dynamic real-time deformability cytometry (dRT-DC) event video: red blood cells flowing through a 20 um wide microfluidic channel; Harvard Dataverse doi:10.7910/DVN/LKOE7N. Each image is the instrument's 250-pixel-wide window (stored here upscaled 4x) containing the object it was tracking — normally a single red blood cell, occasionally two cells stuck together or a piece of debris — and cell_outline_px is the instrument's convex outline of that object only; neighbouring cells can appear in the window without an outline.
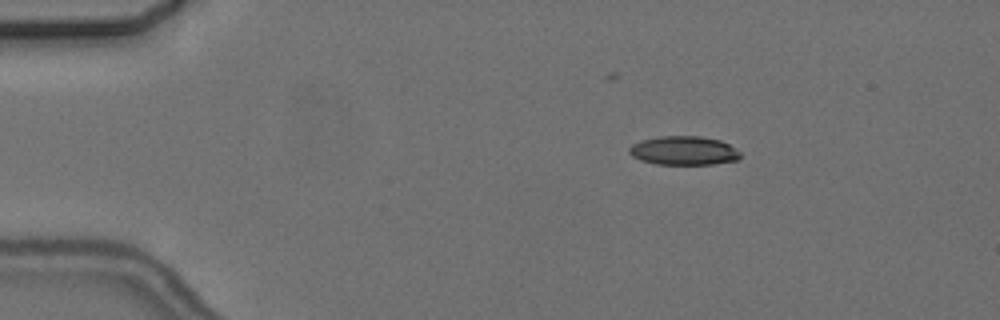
{"species": "common noctule bat (a hibernating species)", "species_latin": "Nyctalus noctula", "temperature_condition": "cold", "stored_images_in_passage": 6, "camera_frame_rate_fps": 3000, "um_per_image_px": 0.085, "animal": {"sex": "female", "body_mass_g": 24.6, "forearm_length_mm": 56.2}, "frame": {"image": 1, "passage_image": 2, "time_ms": 1.333, "image_size_px": [1000, 320], "cell_outline_px": [[740, 160], [712, 164], [656, 164], [640, 160], [632, 156], [628, 152], [628, 148], [632, 144], [640, 140], [656, 136], [700, 136], [720, 140], [728, 144], [740, 152]], "centroid_in_image_um": [58.09, 12.8], "position_along_channel_um": 26.9, "area_um2": 18.84}}